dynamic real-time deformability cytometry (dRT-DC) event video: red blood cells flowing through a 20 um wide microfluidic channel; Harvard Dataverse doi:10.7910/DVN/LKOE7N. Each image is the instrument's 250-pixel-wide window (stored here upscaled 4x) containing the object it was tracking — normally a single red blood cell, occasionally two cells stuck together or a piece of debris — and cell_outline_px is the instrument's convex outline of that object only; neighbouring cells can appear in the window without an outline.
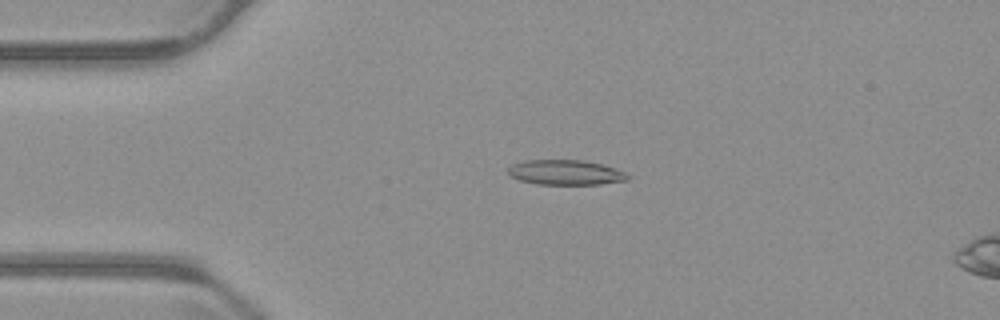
{"species": "common noctule bat (a hibernating species)", "species_latin": "Nyctalus noctula", "temperature_condition": "warm", "stored_images_in_passage": 54, "camera_frame_rate_fps": 3000, "um_per_image_px": 0.085, "animal": {"sex": "male", "body_mass_g": 23.1, "forearm_length_mm": 52.7}, "frame": {"image": 1, "passage_image": 11, "time_ms": 3.333, "image_size_px": [1000, 320], "cell_outline_px": [[632, 176], [628, 180], [600, 184], [536, 184], [520, 180], [508, 176], [508, 168], [512, 164], [524, 160], [580, 160], [600, 164], [624, 172]], "centroid_in_image_um": [48.03, 14.66], "position_along_channel_um": 37.0, "area_um2": 17.34}}
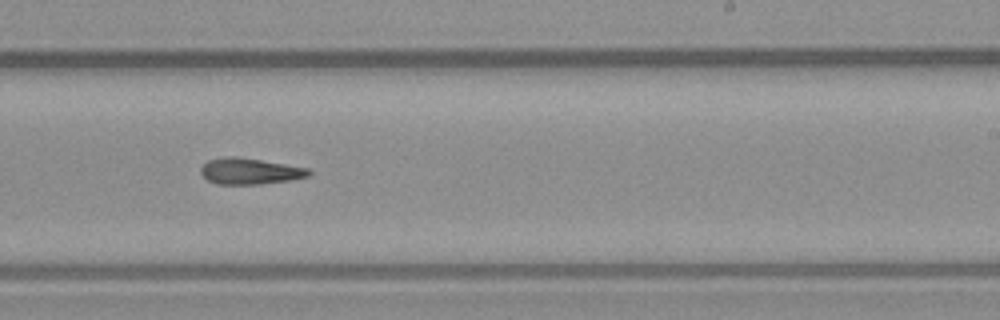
{"frame": {"image": 2, "passage_image": 32, "time_ms": 10.333, "image_size_px": [1000, 320], "cell_outline_px": [[312, 172], [308, 176], [292, 180], [260, 184], [216, 184], [208, 180], [200, 172], [200, 168], [208, 160], [224, 156], [236, 156], [308, 168]], "centroid_in_image_um": [21.22, 14.55], "position_along_channel_um": 267.8, "area_um2": 16.42}}
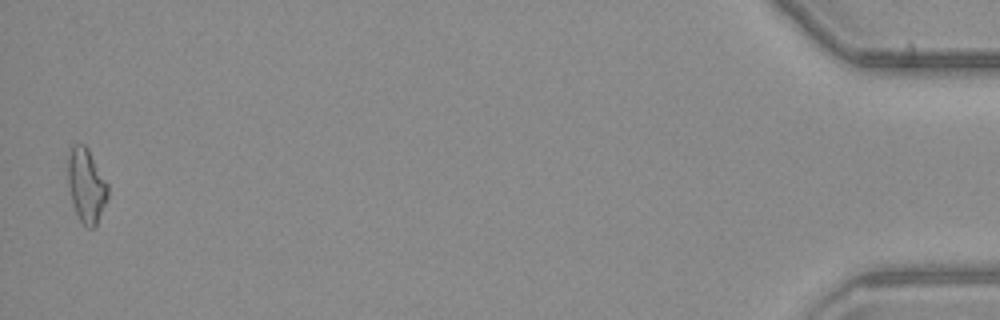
{"frame": {"image": 3, "passage_image": 53, "time_ms": 17.333, "image_size_px": [1000, 320], "cell_outline_px": [[108, 196], [96, 224], [92, 228], [88, 228], [80, 220], [76, 212], [72, 200], [68, 184], [68, 156], [72, 144], [84, 144], [88, 148], [108, 184]], "centroid_in_image_um": [7.33, 15.72], "position_along_channel_um": 427.9, "area_um2": 16.99}, "authors_computed_cell_mechanics": {"area_um2": 16.6464, "velocity_mm_per_s": 3.7383, "shape_relaxation_time_tau1_ms": 5.2634, "shape_relaxation_time_tau2_ms": 5.8592, "deformation_change_tau1": 0.1765, "deformation_change_tau2": 0.1878}}